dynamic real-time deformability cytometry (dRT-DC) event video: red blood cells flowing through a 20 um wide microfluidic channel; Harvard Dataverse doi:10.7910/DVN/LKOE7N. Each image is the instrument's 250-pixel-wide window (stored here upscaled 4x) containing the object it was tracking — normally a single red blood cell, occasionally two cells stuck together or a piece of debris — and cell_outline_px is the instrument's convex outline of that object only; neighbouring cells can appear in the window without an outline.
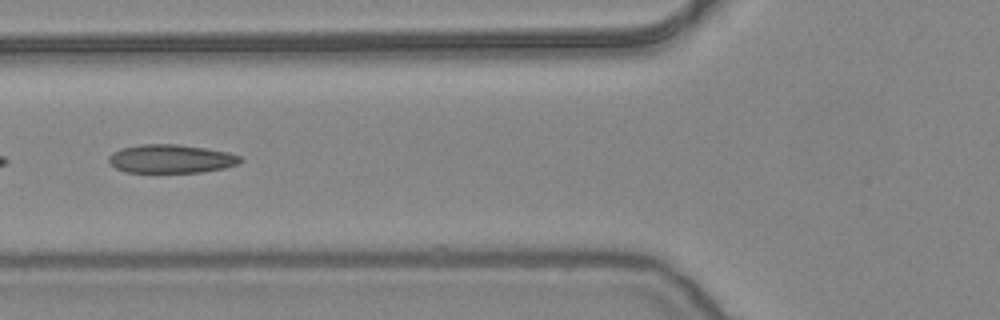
{"species": "common noctule bat (a hibernating species)", "species_latin": "Nyctalus noctula", "temperature_condition": "warm", "stored_images_in_passage": 7, "camera_frame_rate_fps": 3000, "um_per_image_px": 0.085, "animal": {"sex": "female", "body_mass_g": 24.6, "forearm_length_mm": 56.2}, "frame": {"image": 1, "passage_image": 5, "time_ms": 1.333, "image_size_px": [1000, 320], "cell_outline_px": [[244, 160], [240, 164], [224, 168], [200, 172], [124, 172], [108, 164], [108, 156], [112, 152], [120, 148], [140, 144], [176, 144], [204, 148], [228, 152], [240, 156]], "centroid_in_image_um": [14.51, 13.5], "position_along_channel_um": 111.3, "area_um2": 22.08}}